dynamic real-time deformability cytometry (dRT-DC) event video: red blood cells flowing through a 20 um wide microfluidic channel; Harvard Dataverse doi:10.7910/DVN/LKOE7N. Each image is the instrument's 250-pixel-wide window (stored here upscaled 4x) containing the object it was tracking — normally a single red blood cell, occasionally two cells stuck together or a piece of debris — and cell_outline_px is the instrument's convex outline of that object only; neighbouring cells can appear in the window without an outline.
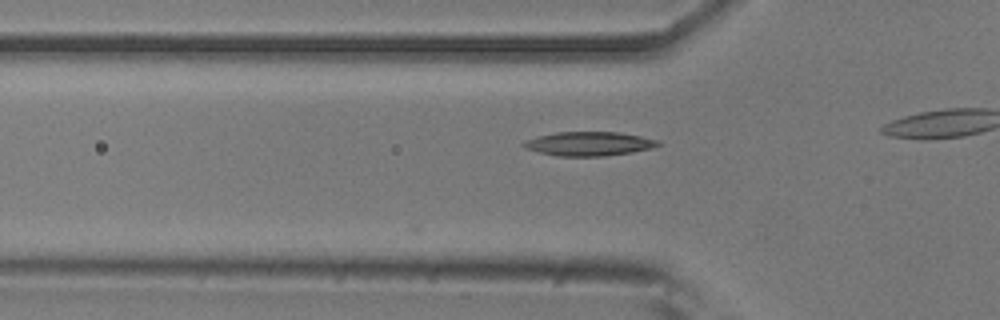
{"species": "common noctule bat (a hibernating species)", "species_latin": "Nyctalus noctula", "temperature_condition": "room temperature", "stored_images_in_passage": 2, "camera_frame_rate_fps": 3000, "um_per_image_px": 0.085, "animal": {"sex": "male", "body_mass_g": 20.5, "forearm_length_mm": 52.5}, "frame": {"image": 1, "passage_image": 2, "time_ms": 0.333, "image_size_px": [1000, 320], "cell_outline_px": [[660, 144], [652, 148], [632, 152], [604, 156], [556, 156], [524, 148], [520, 144], [524, 140], [536, 136], [556, 132], [620, 132], [660, 140]], "centroid_in_image_um": [50.03, 12.21], "position_along_channel_um": 75.8, "area_um2": 18.96}}